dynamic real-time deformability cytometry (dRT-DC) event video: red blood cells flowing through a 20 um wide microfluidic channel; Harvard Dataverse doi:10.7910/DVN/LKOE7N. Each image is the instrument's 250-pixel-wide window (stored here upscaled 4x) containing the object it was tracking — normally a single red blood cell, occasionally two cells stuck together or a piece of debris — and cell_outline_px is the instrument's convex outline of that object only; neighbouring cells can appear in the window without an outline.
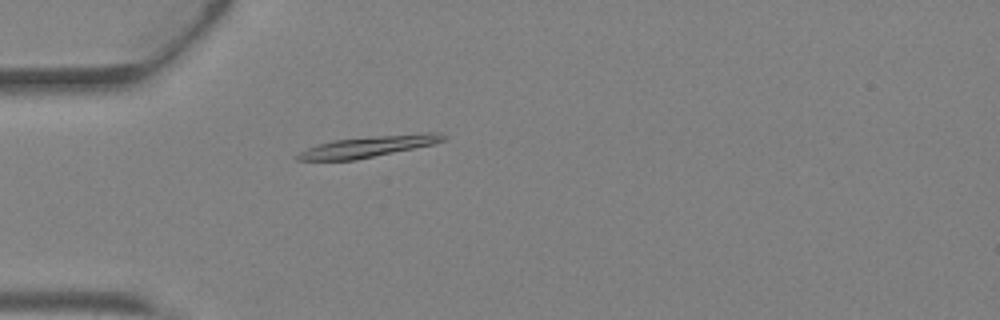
{"species": "Egyptian fruit bat (a non-hibernating species)", "species_latin": "Rousettus aegyptiacus", "temperature_condition": "warm", "stored_images_in_passage": 43, "camera_frame_rate_fps": 3000, "um_per_image_px": 0.085, "animal": {"sex": "female"}, "frame": {"image": 1, "passage_image": 13, "time_ms": 4.0, "image_size_px": [1000, 320], "cell_outline_px": [[448, 136], [444, 140], [432, 144], [356, 160], [296, 160], [296, 156], [300, 152], [308, 148], [332, 140], [376, 136], [424, 132], [440, 132]], "centroid_in_image_um": [31.35, 12.44], "position_along_channel_um": 53.7, "area_um2": 17.69}}
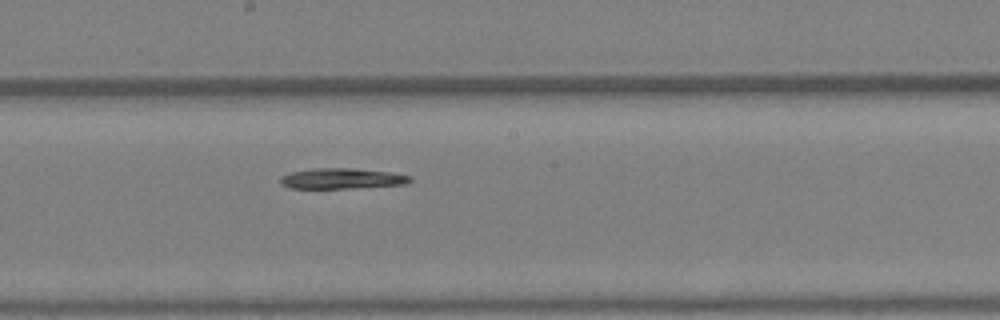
{"frame": {"image": 2, "passage_image": 24, "time_ms": 7.667, "image_size_px": [1000, 320], "cell_outline_px": [[412, 180], [404, 184], [348, 188], [288, 188], [280, 184], [280, 176], [292, 172], [312, 168], [352, 168], [392, 172], [412, 176]], "centroid_in_image_um": [29.03, 15.17], "position_along_channel_um": 219.2, "area_um2": 15.55}}
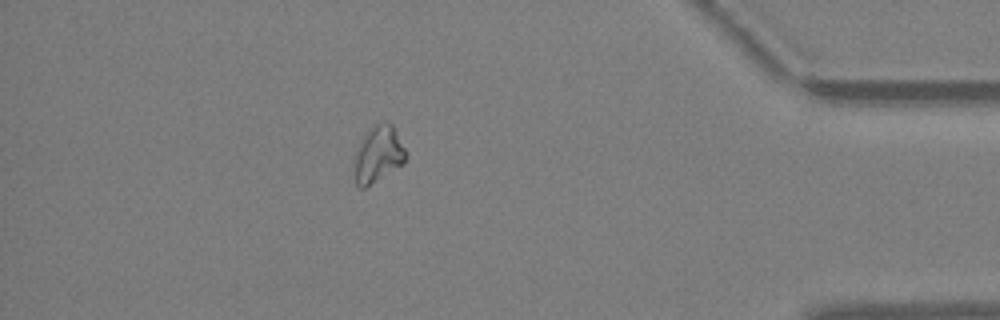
{"frame": {"image": 3, "passage_image": 38, "time_ms": 12.333, "image_size_px": [1000, 320], "cell_outline_px": [[408, 156], [404, 164], [364, 188], [360, 188], [356, 184], [356, 156], [360, 140], [376, 124], [384, 120], [392, 124], [408, 152]], "centroid_in_image_um": [32.22, 13.1], "position_along_channel_um": 403.0, "area_um2": 16.7}}